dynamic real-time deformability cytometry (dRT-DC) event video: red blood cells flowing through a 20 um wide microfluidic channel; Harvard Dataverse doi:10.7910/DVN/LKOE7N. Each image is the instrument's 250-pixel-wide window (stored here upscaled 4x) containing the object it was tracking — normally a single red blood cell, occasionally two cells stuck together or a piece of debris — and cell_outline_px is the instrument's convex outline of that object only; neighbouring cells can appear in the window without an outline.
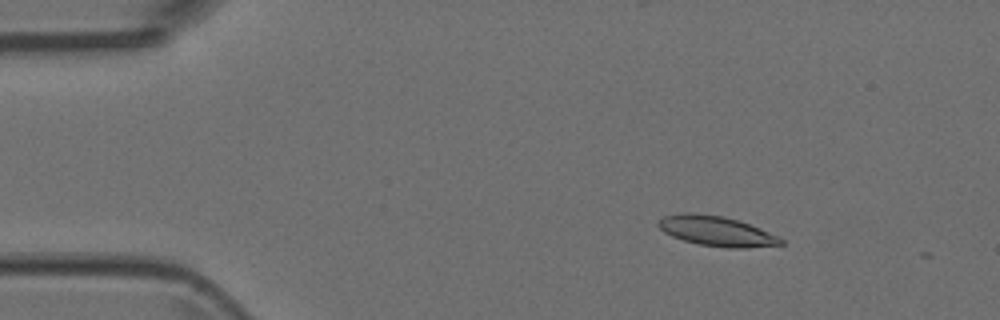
{"species": "Egyptian fruit bat (a non-hibernating species)", "species_latin": "Rousettus aegyptiacus", "temperature_condition": "room temperature", "stored_images_in_passage": 5, "camera_frame_rate_fps": 3000, "um_per_image_px": 0.085, "animal": {"sex": "female"}, "frame": {"image": 1, "passage_image": 3, "time_ms": 0.667, "image_size_px": [1000, 320], "cell_outline_px": [[784, 244], [748, 248], [724, 248], [700, 244], [684, 240], [672, 236], [664, 232], [656, 224], [664, 216], [680, 212], [692, 212], [724, 216], [760, 228], [784, 240]], "centroid_in_image_um": [60.88, 19.64], "position_along_channel_um": 24.1, "area_um2": 21.33}}